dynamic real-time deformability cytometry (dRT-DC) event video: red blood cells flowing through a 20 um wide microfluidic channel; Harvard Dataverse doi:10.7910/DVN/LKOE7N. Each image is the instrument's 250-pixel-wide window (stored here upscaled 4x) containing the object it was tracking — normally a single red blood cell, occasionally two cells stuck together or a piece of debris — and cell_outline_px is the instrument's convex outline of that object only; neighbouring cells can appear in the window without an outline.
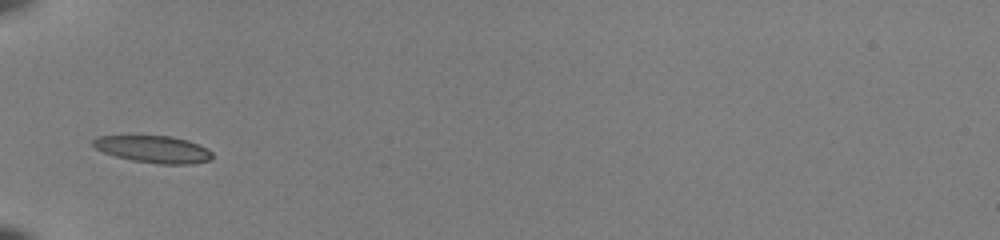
{"species": "common noctule bat (a hibernating species)", "species_latin": "Nyctalus noctula", "temperature_condition": "room temperature", "stored_images_in_passage": 33, "camera_frame_rate_fps": 3000, "um_per_image_px": 0.085, "animal": {"sex": "female", "body_mass_g": 22.0, "forearm_length_mm": 56.7}, "frame": {"image": 1, "passage_image": 1, "time_ms": 0.0, "image_size_px": [1000, 240], "cell_outline_px": [[212, 160], [192, 164], [160, 164], [132, 160], [116, 156], [104, 152], [96, 148], [92, 144], [92, 140], [96, 136], [172, 136], [188, 140], [208, 148], [212, 152]], "centroid_in_image_um": [13.08, 12.68], "position_along_channel_um": 71.9, "area_um2": 18.84}}
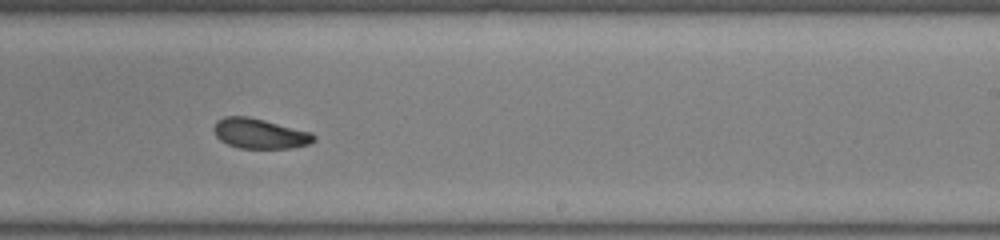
{"frame": {"image": 2, "passage_image": 16, "time_ms": 5.0, "image_size_px": [1000, 240], "cell_outline_px": [[316, 140], [308, 144], [292, 148], [240, 148], [228, 144], [220, 140], [216, 136], [212, 128], [216, 120], [224, 116], [248, 116], [312, 132], [316, 136]], "centroid_in_image_um": [22.07, 11.34], "position_along_channel_um": 266.9, "area_um2": 17.63}}
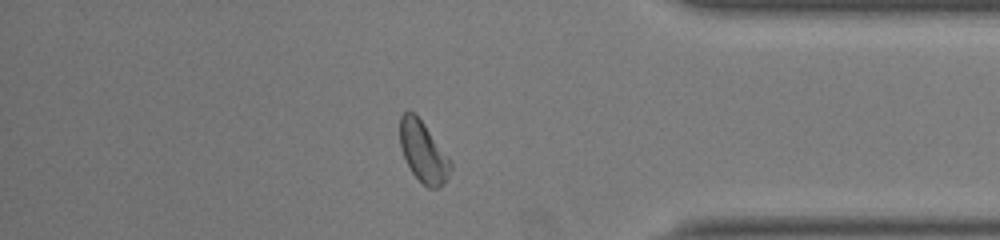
{"frame": {"image": 3, "passage_image": 27, "time_ms": 8.667, "image_size_px": [1000, 240], "cell_outline_px": [[452, 168], [444, 184], [440, 188], [428, 188], [412, 172], [400, 148], [400, 116], [408, 108], [416, 112], [452, 164]], "centroid_in_image_um": [35.95, 12.87], "position_along_channel_um": 399.2, "area_um2": 17.8}, "authors_computed_cell_mechanics": {"area_um2": 17.8602, "velocity_mm_per_s": 3.9721, "shape_relaxation_time_tau1_ms": 7.081, "shape_relaxation_time_tau2_ms": 2.6988, "deformation_change_tau1": 0.1917, "deformation_change_tau2": 0.0817}}